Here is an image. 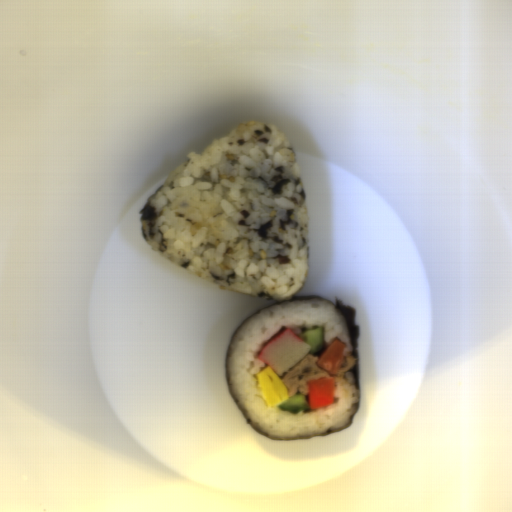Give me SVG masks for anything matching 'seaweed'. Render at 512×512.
I'll use <instances>...</instances> for the list:
<instances>
[{
  "label": "seaweed",
  "instance_id": "1faa68ee",
  "mask_svg": "<svg viewBox=\"0 0 512 512\" xmlns=\"http://www.w3.org/2000/svg\"><path fill=\"white\" fill-rule=\"evenodd\" d=\"M327 300L323 297H320V296H293V297H290L289 301H304V300ZM329 301V300H328ZM285 302H288V301H284V302H278L277 304H282V303H285ZM330 302V301H329ZM332 303V302H330ZM277 304H273V305H277ZM333 304V303H332ZM340 312L341 314L344 316V318L346 319L347 321V325H348V328H349V332H350V336H351V342H352V347H353V357L356 358V365L355 367H353L352 369H350L349 371H351V374H352V377L355 381V385H356V388L359 390V394H360V399H361V390H360V383H359V357H358V347H357V340H358V337H359V327L357 325V322H356V309H354L353 307L351 306H343V302L340 301L339 299H335V304H333ZM272 305H269V306H266V307H263V308H260L258 309L257 311L251 313L250 315H248L244 320L243 322L237 327V329L249 318L251 317L252 315L258 313L259 311L265 309V308H268ZM237 329L235 330V332L233 333V335L231 336V338L229 339L228 341V344H227V350H226V356H225V367H226V379H227V384H228V389H229V392L235 402V404L237 405V407L239 408V410L241 411V413L243 414V416L245 417V419L247 420V422L253 427V429L261 434L262 436L268 438L269 440L271 441H290V440H304V439H308V438H312V437H316V436H323V435H330V434H333V433H336L338 431H341V430H344L346 429L347 427H349L350 425H352L353 421H354V418L356 416V413L358 411V408L360 406V399H359V403H358V406H357V409H356V413L350 423V425L348 426H345L341 429H338L336 431H330V432H325V433H319V434H314V435H308V436H303V437H297V438H274L264 432H262L259 427L252 421V419L248 416V414L245 412V410L243 409V407L240 405V403L237 401L234 393H233V390L229 384V369H228V354H229V350H230V346H231V342H232V339L237 331Z\"/></svg>",
  "mask_w": 512,
  "mask_h": 512
}]
</instances>
